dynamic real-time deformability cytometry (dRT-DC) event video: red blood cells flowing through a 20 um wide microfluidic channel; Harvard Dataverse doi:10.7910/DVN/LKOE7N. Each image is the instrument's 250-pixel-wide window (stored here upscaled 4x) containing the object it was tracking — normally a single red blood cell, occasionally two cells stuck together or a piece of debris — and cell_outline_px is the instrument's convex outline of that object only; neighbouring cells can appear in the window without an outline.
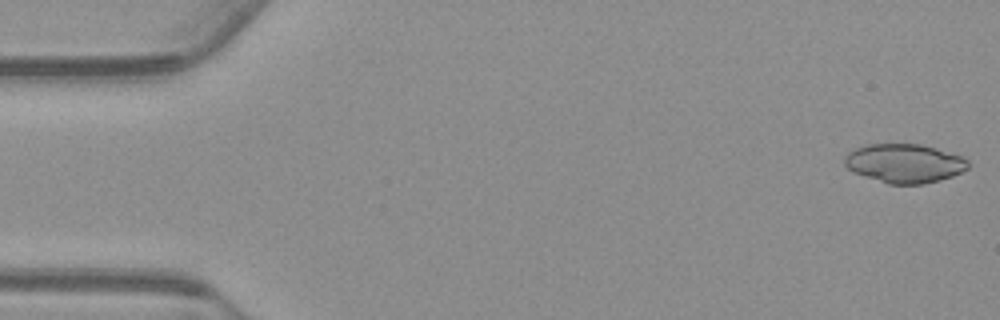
{"species": "common noctule bat (a hibernating species)", "species_latin": "Nyctalus noctula", "temperature_condition": "warm", "stored_images_in_passage": 54, "segment_of_instrument_passage": [1, 2], "camera_frame_rate_fps": 3000, "um_per_image_px": 0.085, "animal": {"sex": "male", "body_mass_g": 23.1, "forearm_length_mm": 52.7}, "frame": {"image": 1, "passage_image": 1, "time_ms": 0.0, "image_size_px": [1000, 320], "cell_outline_px": [[968, 168], [952, 176], [940, 180], [924, 184], [888, 184], [856, 172], [848, 168], [844, 164], [844, 156], [848, 152], [856, 148], [868, 144], [920, 144], [936, 148], [964, 156], [968, 160]], "centroid_in_image_um": [76.9, 13.87], "position_along_channel_um": 8.1, "area_um2": 27.92}}
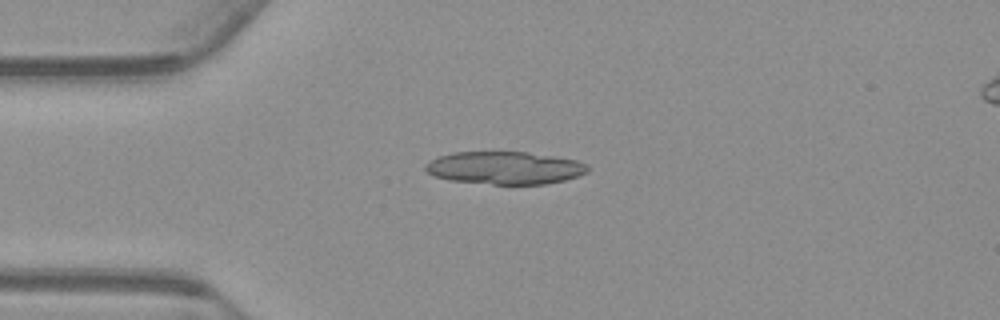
{"frame": {"image": 2, "passage_image": 13, "time_ms": 4.0, "image_size_px": [1000, 320], "cell_outline_px": [[588, 172], [564, 180], [544, 184], [492, 184], [452, 180], [436, 176], [428, 172], [424, 168], [424, 164], [440, 156], [452, 152], [528, 152], [576, 160], [588, 164]], "centroid_in_image_um": [42.92, 14.26], "position_along_channel_um": 42.1, "area_um2": 30.63}}